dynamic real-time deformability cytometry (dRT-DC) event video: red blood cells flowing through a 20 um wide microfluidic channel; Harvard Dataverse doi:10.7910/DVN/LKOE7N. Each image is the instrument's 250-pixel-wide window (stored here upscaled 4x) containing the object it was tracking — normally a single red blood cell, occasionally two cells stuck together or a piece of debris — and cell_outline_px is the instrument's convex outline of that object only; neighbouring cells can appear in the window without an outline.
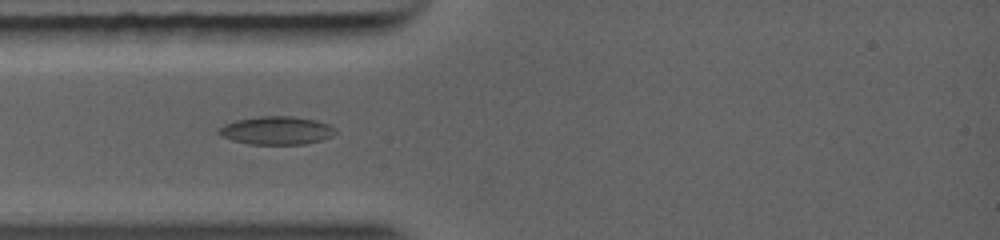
{"species": "common noctule bat (a hibernating species)", "species_latin": "Nyctalus noctula", "temperature_condition": "warm", "stored_images_in_passage": 50, "camera_frame_rate_fps": 5000, "um_per_image_px": 0.085, "animal": {"sex": "female", "body_mass_g": 19.0, "forearm_length_mm": 56.7}, "frame": {"image": 1, "passage_image": 10, "time_ms": 1.4, "image_size_px": [1000, 240], "cell_outline_px": [[336, 132], [332, 136], [320, 140], [304, 144], [248, 144], [232, 140], [220, 136], [216, 132], [224, 124], [236, 120], [260, 116], [292, 116], [316, 120], [328, 124], [336, 128]], "centroid_in_image_um": [23.49, 11.09], "position_along_channel_um": 61.5, "area_um2": 19.19}}
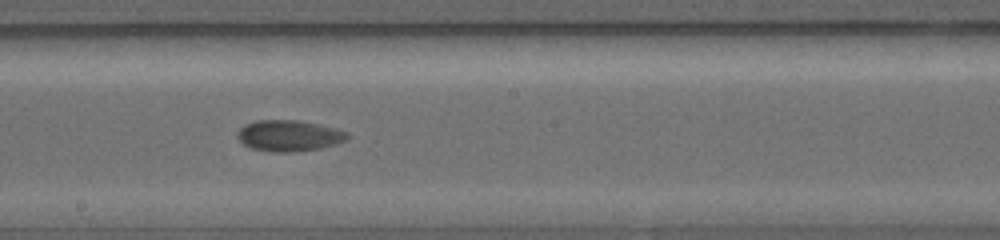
{"frame": {"image": 2, "passage_image": 21, "time_ms": 4.8, "image_size_px": [1000, 240], "cell_outline_px": [[348, 140], [336, 144], [320, 148], [292, 152], [272, 152], [248, 148], [236, 136], [236, 132], [244, 124], [256, 120], [296, 120], [316, 124], [348, 132]], "centroid_in_image_um": [24.51, 11.54], "position_along_channel_um": 223.7, "area_um2": 19.94}}
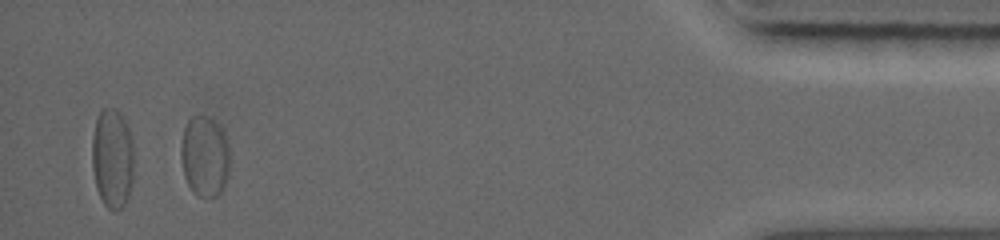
{"frame": {"image": 3, "passage_image": 40, "time_ms": 10.6, "image_size_px": [1000, 240], "cell_outline_px": [[228, 176], [220, 192], [216, 196], [200, 196], [188, 184], [184, 176], [180, 152], [180, 148], [184, 128], [188, 120], [192, 116], [204, 116], [212, 120], [220, 128], [224, 136], [228, 148]], "centroid_in_image_um": [17.37, 13.28], "position_along_channel_um": 417.8, "area_um2": 22.37}}